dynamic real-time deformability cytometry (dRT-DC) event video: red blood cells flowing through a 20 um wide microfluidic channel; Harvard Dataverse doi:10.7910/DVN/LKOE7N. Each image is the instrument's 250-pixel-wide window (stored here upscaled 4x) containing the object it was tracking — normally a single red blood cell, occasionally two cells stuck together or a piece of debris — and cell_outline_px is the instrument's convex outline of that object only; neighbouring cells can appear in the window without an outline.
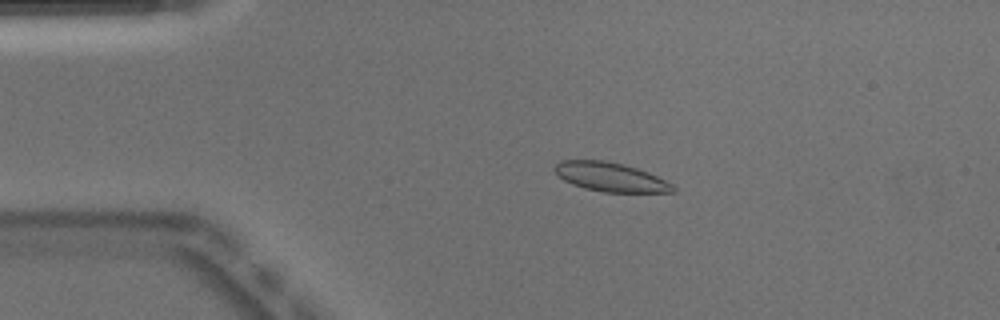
{"species": "Egyptian fruit bat (a non-hibernating species)", "species_latin": "Rousettus aegyptiacus", "temperature_condition": "warm", "stored_images_in_passage": 52, "camera_frame_rate_fps": 3000, "um_per_image_px": 0.085, "animal": {"sex": "male"}, "frame": {"image": 1, "passage_image": 11, "time_ms": 3.333, "image_size_px": [1000, 320], "cell_outline_px": [[676, 192], [604, 192], [584, 188], [572, 184], [564, 180], [552, 168], [560, 160], [604, 160], [624, 164], [648, 172], [672, 184], [676, 188]], "centroid_in_image_um": [51.88, 15.04], "position_along_channel_um": 33.1, "area_um2": 19.94}}
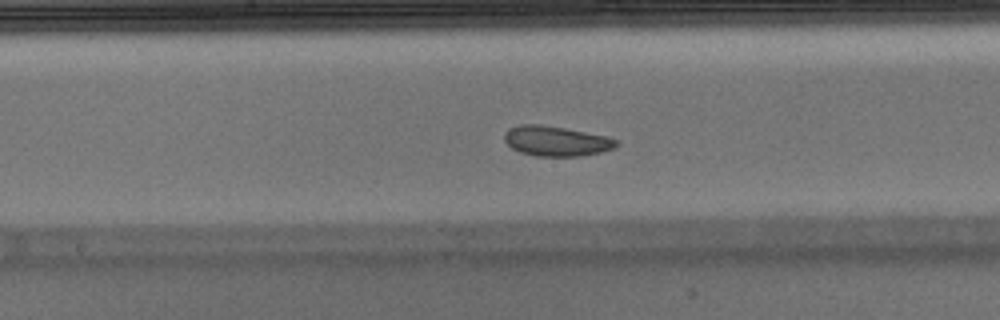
{"frame": {"image": 2, "passage_image": 27, "time_ms": 8.667, "image_size_px": [1000, 320], "cell_outline_px": [[620, 144], [616, 148], [584, 156], [536, 156], [520, 152], [512, 148], [504, 140], [504, 132], [508, 128], [520, 124], [540, 124], [564, 128], [608, 136], [616, 140]], "centroid_in_image_um": [47.28, 11.99], "position_along_channel_um": 200.9, "area_um2": 19.77}}
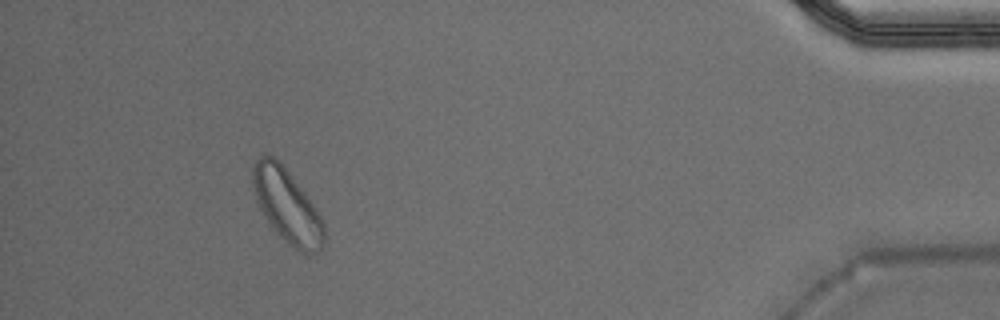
{"frame": {"image": 3, "passage_image": 48, "time_ms": 15.667, "image_size_px": [1000, 320], "cell_outline_px": [[324, 244], [316, 252], [308, 256], [304, 256], [288, 244], [272, 228], [260, 208], [252, 184], [252, 164], [260, 156], [272, 156], [280, 160], [316, 208], [324, 224]], "centroid_in_image_um": [24.4, 17.52], "position_along_channel_um": 410.8, "area_um2": 30.58}, "authors_computed_cell_mechanics": {"area_um2": 20.3456, "velocity_mm_per_s": 3.8799, "shape_relaxation_time_tau1_ms": 2.7546, "shape_relaxation_time_tau2_ms": 6.318, "deformation_change_tau1": 0.1065, "deformation_change_tau2": 0.1034}}